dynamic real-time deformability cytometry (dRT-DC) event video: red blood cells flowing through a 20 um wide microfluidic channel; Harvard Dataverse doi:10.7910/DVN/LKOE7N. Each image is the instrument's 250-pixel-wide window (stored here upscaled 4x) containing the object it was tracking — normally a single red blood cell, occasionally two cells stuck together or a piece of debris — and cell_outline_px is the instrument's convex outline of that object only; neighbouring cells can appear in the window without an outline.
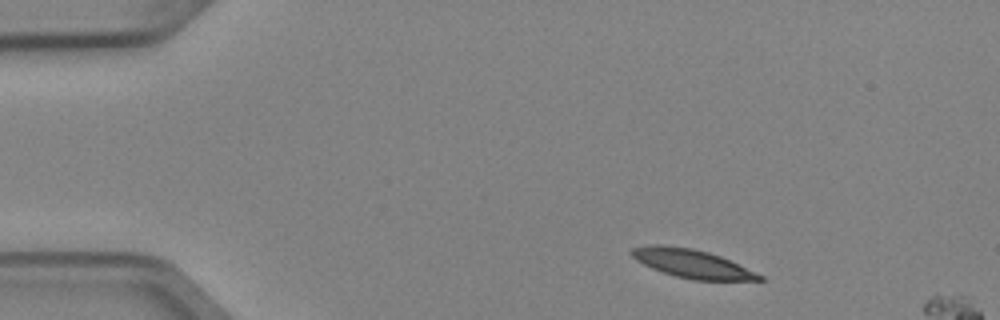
{"species": "Egyptian fruit bat (a non-hibernating species)", "species_latin": "Rousettus aegyptiacus", "temperature_condition": "cold", "stored_images_in_passage": 3, "camera_frame_rate_fps": 3000, "um_per_image_px": 0.085, "animal": {"sex": "female"}, "frame": {"image": 1, "passage_image": 1, "time_ms": 0.0, "image_size_px": [1000, 320], "cell_outline_px": [[764, 280], [692, 280], [676, 276], [652, 268], [636, 260], [628, 252], [632, 248], [648, 244], [664, 244], [692, 248], [708, 252], [720, 256], [764, 276]], "centroid_in_image_um": [58.77, 22.39], "position_along_channel_um": 26.2, "area_um2": 21.15}}